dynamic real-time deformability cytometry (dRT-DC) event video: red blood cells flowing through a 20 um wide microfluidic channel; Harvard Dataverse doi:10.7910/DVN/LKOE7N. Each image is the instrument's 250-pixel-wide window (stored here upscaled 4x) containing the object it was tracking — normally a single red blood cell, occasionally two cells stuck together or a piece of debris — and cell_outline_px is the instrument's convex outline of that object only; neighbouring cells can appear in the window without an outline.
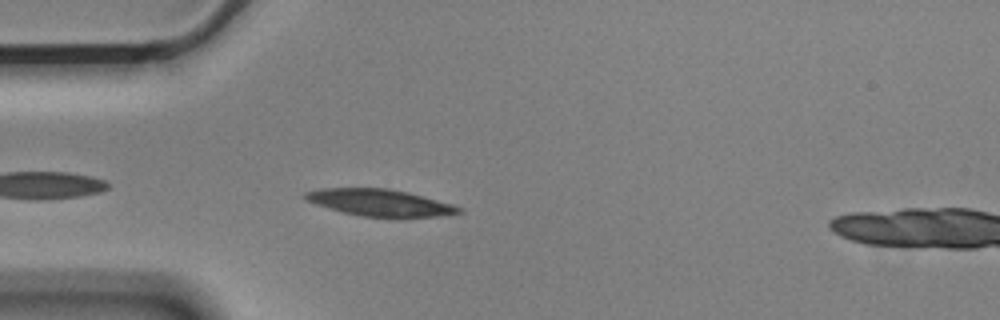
{"species": "Egyptian fruit bat (a non-hibernating species)", "species_latin": "Rousettus aegyptiacus", "temperature_condition": "cold", "stored_images_in_passage": 19, "camera_frame_rate_fps": 3000, "um_per_image_px": 0.085, "animal": {"sex": "male"}, "frame": {"image": 1, "passage_image": 4, "time_ms": 1.0, "image_size_px": [1000, 320], "cell_outline_px": [[464, 212], [436, 216], [404, 220], [400, 220], [360, 216], [328, 208], [304, 200], [300, 196], [304, 192], [320, 188], [388, 188], [408, 192], [452, 204], [464, 208]], "centroid_in_image_um": [32.31, 17.26], "position_along_channel_um": 52.7, "area_um2": 24.97}}
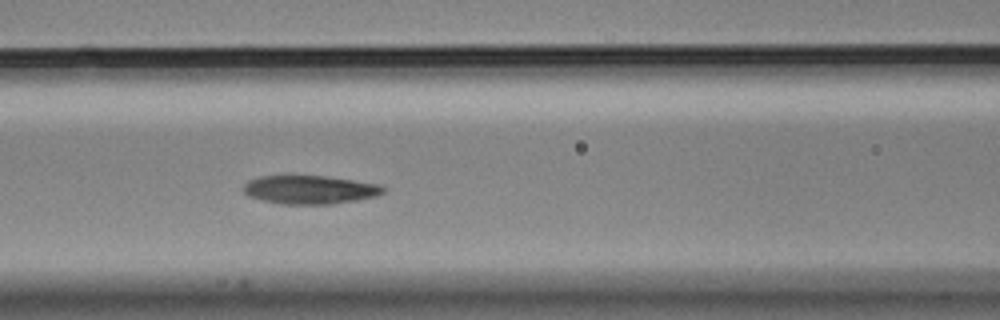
{"frame": {"image": 2, "passage_image": 12, "time_ms": 3.667, "image_size_px": [1000, 320], "cell_outline_px": [[384, 192], [376, 196], [356, 200], [332, 204], [280, 204], [248, 196], [244, 192], [244, 184], [248, 180], [260, 176], [284, 172], [324, 176], [380, 184], [384, 188]], "centroid_in_image_um": [26.26, 16.07], "position_along_channel_um": 140.3, "area_um2": 23.99}}
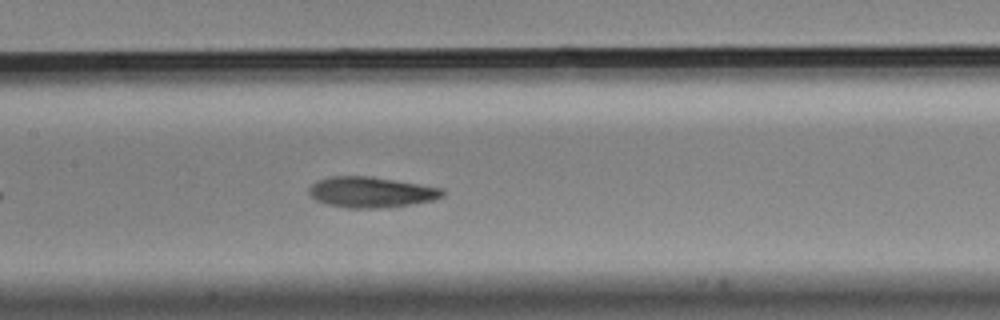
{"frame": {"image": 3, "passage_image": 15, "time_ms": 4.667, "image_size_px": [1000, 320], "cell_outline_px": [[444, 196], [432, 200], [412, 204], [376, 208], [348, 208], [328, 204], [316, 200], [308, 192], [308, 188], [316, 180], [332, 176], [368, 176], [444, 188]], "centroid_in_image_um": [31.53, 16.33], "position_along_channel_um": 175.9, "area_um2": 23.7}}